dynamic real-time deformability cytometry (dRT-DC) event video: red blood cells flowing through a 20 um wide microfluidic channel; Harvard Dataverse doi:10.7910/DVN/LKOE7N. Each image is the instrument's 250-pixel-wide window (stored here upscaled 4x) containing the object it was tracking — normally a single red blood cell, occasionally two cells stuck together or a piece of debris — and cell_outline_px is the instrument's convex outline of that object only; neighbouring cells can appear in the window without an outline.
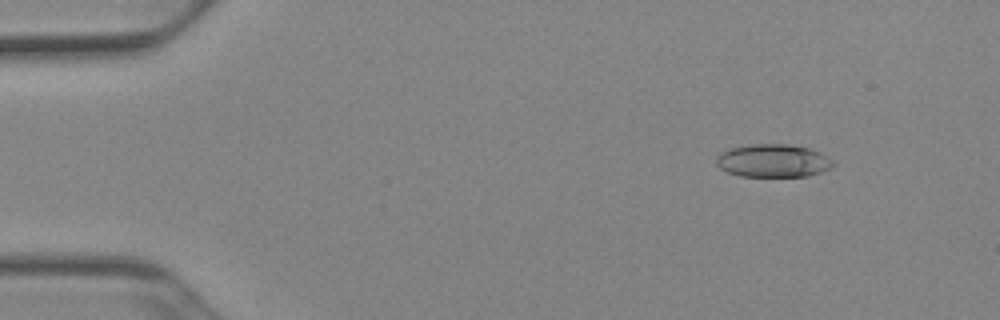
{"species": "Egyptian fruit bat (a non-hibernating species)", "species_latin": "Rousettus aegyptiacus", "temperature_condition": "cold", "stored_images_in_passage": 47, "camera_frame_rate_fps": 3000, "um_per_image_px": 0.085, "animal": {"sex": "female"}, "frame": {"image": 1, "passage_image": 1, "time_ms": 0.0, "image_size_px": [1000, 320], "cell_outline_px": [[836, 164], [832, 168], [808, 176], [740, 176], [728, 172], [720, 168], [716, 164], [716, 156], [720, 152], [728, 148], [752, 144], [788, 144], [808, 148], [820, 152], [836, 160]], "centroid_in_image_um": [65.74, 13.65], "position_along_channel_um": 19.3, "area_um2": 22.77}}
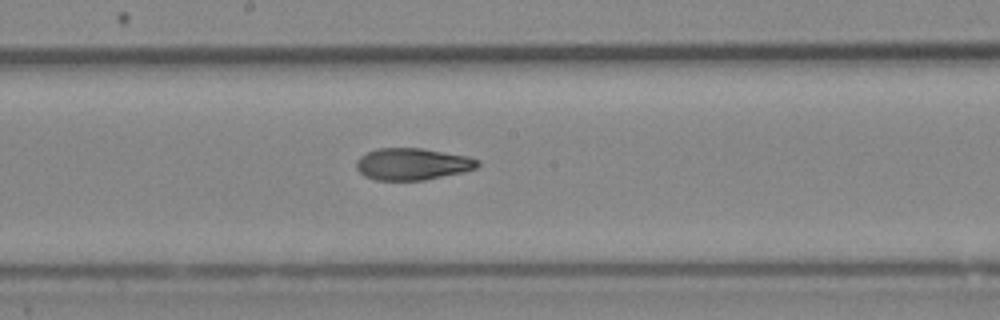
{"frame": {"image": 2, "passage_image": 23, "time_ms": 7.333, "image_size_px": [1000, 320], "cell_outline_px": [[480, 164], [476, 168], [464, 172], [424, 180], [376, 180], [364, 176], [356, 168], [356, 160], [360, 156], [376, 148], [420, 148], [468, 156], [480, 160]], "centroid_in_image_um": [35.06, 13.94], "position_along_channel_um": 213.1, "area_um2": 22.6}}
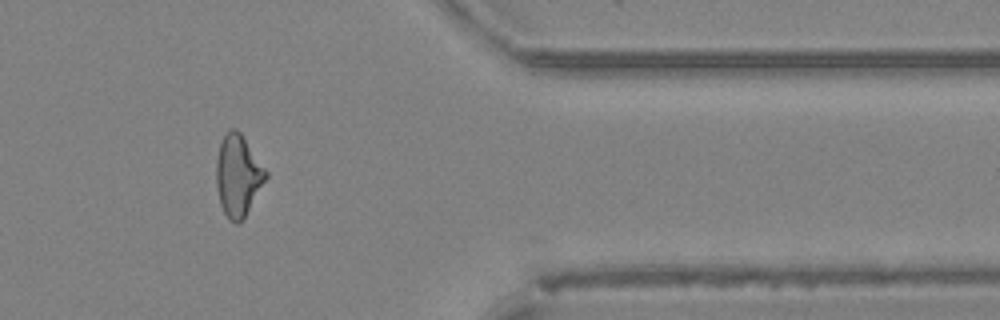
{"frame": {"image": 3, "passage_image": 38, "time_ms": 12.333, "image_size_px": [1000, 320], "cell_outline_px": [[268, 176], [244, 216], [236, 224], [224, 212], [220, 204], [216, 184], [216, 160], [220, 144], [224, 136], [232, 128], [236, 128], [240, 132], [268, 172]], "centroid_in_image_um": [20.22, 14.89], "position_along_channel_um": 391.2, "area_um2": 22.95}, "authors_computed_cell_mechanics": {"area_um2": 22.9466, "velocity_mm_per_s": 3.9296, "shape_relaxation_time_tau1_ms": 7.702, "shape_relaxation_time_tau2_ms": 2.3843, "deformation_change_tau1": 0.2031, "deformation_change_tau2": 0.0951}}